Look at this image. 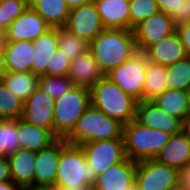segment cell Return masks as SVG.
Instances as JSON below:
<instances>
[{
	"label": "cell",
	"mask_w": 190,
	"mask_h": 190,
	"mask_svg": "<svg viewBox=\"0 0 190 190\" xmlns=\"http://www.w3.org/2000/svg\"><path fill=\"white\" fill-rule=\"evenodd\" d=\"M88 49L104 75L138 52L133 30L128 29H104Z\"/></svg>",
	"instance_id": "cell-1"
},
{
	"label": "cell",
	"mask_w": 190,
	"mask_h": 190,
	"mask_svg": "<svg viewBox=\"0 0 190 190\" xmlns=\"http://www.w3.org/2000/svg\"><path fill=\"white\" fill-rule=\"evenodd\" d=\"M91 106L123 126L136 117L138 101L125 93L107 76L101 78L90 88Z\"/></svg>",
	"instance_id": "cell-2"
},
{
	"label": "cell",
	"mask_w": 190,
	"mask_h": 190,
	"mask_svg": "<svg viewBox=\"0 0 190 190\" xmlns=\"http://www.w3.org/2000/svg\"><path fill=\"white\" fill-rule=\"evenodd\" d=\"M122 134L121 123L90 105L64 140L67 143L82 145L90 141L123 139Z\"/></svg>",
	"instance_id": "cell-3"
},
{
	"label": "cell",
	"mask_w": 190,
	"mask_h": 190,
	"mask_svg": "<svg viewBox=\"0 0 190 190\" xmlns=\"http://www.w3.org/2000/svg\"><path fill=\"white\" fill-rule=\"evenodd\" d=\"M123 139L127 158L133 161L155 159L171 135L141 125L132 120L123 126Z\"/></svg>",
	"instance_id": "cell-4"
},
{
	"label": "cell",
	"mask_w": 190,
	"mask_h": 190,
	"mask_svg": "<svg viewBox=\"0 0 190 190\" xmlns=\"http://www.w3.org/2000/svg\"><path fill=\"white\" fill-rule=\"evenodd\" d=\"M96 175L86 162L82 147L61 139V155L58 163L55 186H93Z\"/></svg>",
	"instance_id": "cell-5"
},
{
	"label": "cell",
	"mask_w": 190,
	"mask_h": 190,
	"mask_svg": "<svg viewBox=\"0 0 190 190\" xmlns=\"http://www.w3.org/2000/svg\"><path fill=\"white\" fill-rule=\"evenodd\" d=\"M90 105V89L83 86H73L68 92L55 99L54 136L57 139H65Z\"/></svg>",
	"instance_id": "cell-6"
},
{
	"label": "cell",
	"mask_w": 190,
	"mask_h": 190,
	"mask_svg": "<svg viewBox=\"0 0 190 190\" xmlns=\"http://www.w3.org/2000/svg\"><path fill=\"white\" fill-rule=\"evenodd\" d=\"M107 76L125 93L138 102L143 101L144 81L146 77V56L138 51L126 62L112 69Z\"/></svg>",
	"instance_id": "cell-7"
},
{
	"label": "cell",
	"mask_w": 190,
	"mask_h": 190,
	"mask_svg": "<svg viewBox=\"0 0 190 190\" xmlns=\"http://www.w3.org/2000/svg\"><path fill=\"white\" fill-rule=\"evenodd\" d=\"M80 146L96 177L127 158L124 139L90 141Z\"/></svg>",
	"instance_id": "cell-8"
},
{
	"label": "cell",
	"mask_w": 190,
	"mask_h": 190,
	"mask_svg": "<svg viewBox=\"0 0 190 190\" xmlns=\"http://www.w3.org/2000/svg\"><path fill=\"white\" fill-rule=\"evenodd\" d=\"M179 170L155 159L137 162L135 183L139 190H167L178 183Z\"/></svg>",
	"instance_id": "cell-9"
},
{
	"label": "cell",
	"mask_w": 190,
	"mask_h": 190,
	"mask_svg": "<svg viewBox=\"0 0 190 190\" xmlns=\"http://www.w3.org/2000/svg\"><path fill=\"white\" fill-rule=\"evenodd\" d=\"M64 27L87 43L92 42L93 39L105 29L94 1L70 9Z\"/></svg>",
	"instance_id": "cell-10"
},
{
	"label": "cell",
	"mask_w": 190,
	"mask_h": 190,
	"mask_svg": "<svg viewBox=\"0 0 190 190\" xmlns=\"http://www.w3.org/2000/svg\"><path fill=\"white\" fill-rule=\"evenodd\" d=\"M55 99L39 87L23 102L21 119L27 123L48 129L54 135Z\"/></svg>",
	"instance_id": "cell-11"
},
{
	"label": "cell",
	"mask_w": 190,
	"mask_h": 190,
	"mask_svg": "<svg viewBox=\"0 0 190 190\" xmlns=\"http://www.w3.org/2000/svg\"><path fill=\"white\" fill-rule=\"evenodd\" d=\"M176 30L172 18L158 12L151 15L133 29L137 50L143 52L148 46L169 36Z\"/></svg>",
	"instance_id": "cell-12"
},
{
	"label": "cell",
	"mask_w": 190,
	"mask_h": 190,
	"mask_svg": "<svg viewBox=\"0 0 190 190\" xmlns=\"http://www.w3.org/2000/svg\"><path fill=\"white\" fill-rule=\"evenodd\" d=\"M135 120L145 127L162 130L169 135H176L183 131V121L166 113L153 101L137 103Z\"/></svg>",
	"instance_id": "cell-13"
},
{
	"label": "cell",
	"mask_w": 190,
	"mask_h": 190,
	"mask_svg": "<svg viewBox=\"0 0 190 190\" xmlns=\"http://www.w3.org/2000/svg\"><path fill=\"white\" fill-rule=\"evenodd\" d=\"M50 28L51 26L29 6L8 26L6 40L33 42Z\"/></svg>",
	"instance_id": "cell-14"
},
{
	"label": "cell",
	"mask_w": 190,
	"mask_h": 190,
	"mask_svg": "<svg viewBox=\"0 0 190 190\" xmlns=\"http://www.w3.org/2000/svg\"><path fill=\"white\" fill-rule=\"evenodd\" d=\"M137 162L129 158L109 167L96 177L93 190H126L135 182Z\"/></svg>",
	"instance_id": "cell-15"
},
{
	"label": "cell",
	"mask_w": 190,
	"mask_h": 190,
	"mask_svg": "<svg viewBox=\"0 0 190 190\" xmlns=\"http://www.w3.org/2000/svg\"><path fill=\"white\" fill-rule=\"evenodd\" d=\"M143 53L150 62L166 67L187 57L185 48L176 30L169 36L148 46Z\"/></svg>",
	"instance_id": "cell-16"
},
{
	"label": "cell",
	"mask_w": 190,
	"mask_h": 190,
	"mask_svg": "<svg viewBox=\"0 0 190 190\" xmlns=\"http://www.w3.org/2000/svg\"><path fill=\"white\" fill-rule=\"evenodd\" d=\"M61 155V139L37 152L35 187L54 188L58 163Z\"/></svg>",
	"instance_id": "cell-17"
},
{
	"label": "cell",
	"mask_w": 190,
	"mask_h": 190,
	"mask_svg": "<svg viewBox=\"0 0 190 190\" xmlns=\"http://www.w3.org/2000/svg\"><path fill=\"white\" fill-rule=\"evenodd\" d=\"M36 157V151L23 148L7 157L10 176L15 184L24 189L35 187Z\"/></svg>",
	"instance_id": "cell-18"
},
{
	"label": "cell",
	"mask_w": 190,
	"mask_h": 190,
	"mask_svg": "<svg viewBox=\"0 0 190 190\" xmlns=\"http://www.w3.org/2000/svg\"><path fill=\"white\" fill-rule=\"evenodd\" d=\"M104 76L89 49L72 60L68 73V78L74 86L89 89Z\"/></svg>",
	"instance_id": "cell-19"
},
{
	"label": "cell",
	"mask_w": 190,
	"mask_h": 190,
	"mask_svg": "<svg viewBox=\"0 0 190 190\" xmlns=\"http://www.w3.org/2000/svg\"><path fill=\"white\" fill-rule=\"evenodd\" d=\"M158 163L175 167L178 170L190 165V137L181 132L171 135L169 141L155 157Z\"/></svg>",
	"instance_id": "cell-20"
},
{
	"label": "cell",
	"mask_w": 190,
	"mask_h": 190,
	"mask_svg": "<svg viewBox=\"0 0 190 190\" xmlns=\"http://www.w3.org/2000/svg\"><path fill=\"white\" fill-rule=\"evenodd\" d=\"M105 29L130 30L129 2L124 0H93Z\"/></svg>",
	"instance_id": "cell-21"
},
{
	"label": "cell",
	"mask_w": 190,
	"mask_h": 190,
	"mask_svg": "<svg viewBox=\"0 0 190 190\" xmlns=\"http://www.w3.org/2000/svg\"><path fill=\"white\" fill-rule=\"evenodd\" d=\"M6 72H32L34 45L31 41H6L4 45Z\"/></svg>",
	"instance_id": "cell-22"
},
{
	"label": "cell",
	"mask_w": 190,
	"mask_h": 190,
	"mask_svg": "<svg viewBox=\"0 0 190 190\" xmlns=\"http://www.w3.org/2000/svg\"><path fill=\"white\" fill-rule=\"evenodd\" d=\"M17 133L20 148L32 151H40L53 144L57 138L42 127L17 119Z\"/></svg>",
	"instance_id": "cell-23"
},
{
	"label": "cell",
	"mask_w": 190,
	"mask_h": 190,
	"mask_svg": "<svg viewBox=\"0 0 190 190\" xmlns=\"http://www.w3.org/2000/svg\"><path fill=\"white\" fill-rule=\"evenodd\" d=\"M34 59L32 73L42 76L46 72L49 58L58 48L57 27H51L33 41Z\"/></svg>",
	"instance_id": "cell-24"
},
{
	"label": "cell",
	"mask_w": 190,
	"mask_h": 190,
	"mask_svg": "<svg viewBox=\"0 0 190 190\" xmlns=\"http://www.w3.org/2000/svg\"><path fill=\"white\" fill-rule=\"evenodd\" d=\"M29 6L54 28L65 26L70 12L65 0H29Z\"/></svg>",
	"instance_id": "cell-25"
},
{
	"label": "cell",
	"mask_w": 190,
	"mask_h": 190,
	"mask_svg": "<svg viewBox=\"0 0 190 190\" xmlns=\"http://www.w3.org/2000/svg\"><path fill=\"white\" fill-rule=\"evenodd\" d=\"M39 78L40 76L32 72H6L2 82L13 94L25 102L38 88Z\"/></svg>",
	"instance_id": "cell-26"
},
{
	"label": "cell",
	"mask_w": 190,
	"mask_h": 190,
	"mask_svg": "<svg viewBox=\"0 0 190 190\" xmlns=\"http://www.w3.org/2000/svg\"><path fill=\"white\" fill-rule=\"evenodd\" d=\"M153 102L166 113L180 118L182 121L190 111L188 91L167 89Z\"/></svg>",
	"instance_id": "cell-27"
},
{
	"label": "cell",
	"mask_w": 190,
	"mask_h": 190,
	"mask_svg": "<svg viewBox=\"0 0 190 190\" xmlns=\"http://www.w3.org/2000/svg\"><path fill=\"white\" fill-rule=\"evenodd\" d=\"M166 66L150 62L146 59V77L143 89V101H153L166 87Z\"/></svg>",
	"instance_id": "cell-28"
},
{
	"label": "cell",
	"mask_w": 190,
	"mask_h": 190,
	"mask_svg": "<svg viewBox=\"0 0 190 190\" xmlns=\"http://www.w3.org/2000/svg\"><path fill=\"white\" fill-rule=\"evenodd\" d=\"M166 87L170 90H190V57L166 67Z\"/></svg>",
	"instance_id": "cell-29"
},
{
	"label": "cell",
	"mask_w": 190,
	"mask_h": 190,
	"mask_svg": "<svg viewBox=\"0 0 190 190\" xmlns=\"http://www.w3.org/2000/svg\"><path fill=\"white\" fill-rule=\"evenodd\" d=\"M58 48L65 52L71 60L84 53L89 48V43L80 39L66 27H57Z\"/></svg>",
	"instance_id": "cell-30"
},
{
	"label": "cell",
	"mask_w": 190,
	"mask_h": 190,
	"mask_svg": "<svg viewBox=\"0 0 190 190\" xmlns=\"http://www.w3.org/2000/svg\"><path fill=\"white\" fill-rule=\"evenodd\" d=\"M19 149L17 120L0 119V158L8 157Z\"/></svg>",
	"instance_id": "cell-31"
},
{
	"label": "cell",
	"mask_w": 190,
	"mask_h": 190,
	"mask_svg": "<svg viewBox=\"0 0 190 190\" xmlns=\"http://www.w3.org/2000/svg\"><path fill=\"white\" fill-rule=\"evenodd\" d=\"M23 113V101L0 83V119L17 120Z\"/></svg>",
	"instance_id": "cell-32"
},
{
	"label": "cell",
	"mask_w": 190,
	"mask_h": 190,
	"mask_svg": "<svg viewBox=\"0 0 190 190\" xmlns=\"http://www.w3.org/2000/svg\"><path fill=\"white\" fill-rule=\"evenodd\" d=\"M129 9L130 30H133L151 15L160 12L156 0H131L129 2Z\"/></svg>",
	"instance_id": "cell-33"
},
{
	"label": "cell",
	"mask_w": 190,
	"mask_h": 190,
	"mask_svg": "<svg viewBox=\"0 0 190 190\" xmlns=\"http://www.w3.org/2000/svg\"><path fill=\"white\" fill-rule=\"evenodd\" d=\"M72 81L66 76H40L39 88L51 96L53 99H57L73 87Z\"/></svg>",
	"instance_id": "cell-34"
},
{
	"label": "cell",
	"mask_w": 190,
	"mask_h": 190,
	"mask_svg": "<svg viewBox=\"0 0 190 190\" xmlns=\"http://www.w3.org/2000/svg\"><path fill=\"white\" fill-rule=\"evenodd\" d=\"M29 7V0H0V28L8 26Z\"/></svg>",
	"instance_id": "cell-35"
},
{
	"label": "cell",
	"mask_w": 190,
	"mask_h": 190,
	"mask_svg": "<svg viewBox=\"0 0 190 190\" xmlns=\"http://www.w3.org/2000/svg\"><path fill=\"white\" fill-rule=\"evenodd\" d=\"M72 60L59 48L48 60L44 76H66L69 73Z\"/></svg>",
	"instance_id": "cell-36"
},
{
	"label": "cell",
	"mask_w": 190,
	"mask_h": 190,
	"mask_svg": "<svg viewBox=\"0 0 190 190\" xmlns=\"http://www.w3.org/2000/svg\"><path fill=\"white\" fill-rule=\"evenodd\" d=\"M175 26L190 22V0H180L179 15H170Z\"/></svg>",
	"instance_id": "cell-37"
},
{
	"label": "cell",
	"mask_w": 190,
	"mask_h": 190,
	"mask_svg": "<svg viewBox=\"0 0 190 190\" xmlns=\"http://www.w3.org/2000/svg\"><path fill=\"white\" fill-rule=\"evenodd\" d=\"M176 31L179 34L187 56L190 57V22L177 25Z\"/></svg>",
	"instance_id": "cell-38"
},
{
	"label": "cell",
	"mask_w": 190,
	"mask_h": 190,
	"mask_svg": "<svg viewBox=\"0 0 190 190\" xmlns=\"http://www.w3.org/2000/svg\"><path fill=\"white\" fill-rule=\"evenodd\" d=\"M161 12L170 15H179L180 0H156Z\"/></svg>",
	"instance_id": "cell-39"
},
{
	"label": "cell",
	"mask_w": 190,
	"mask_h": 190,
	"mask_svg": "<svg viewBox=\"0 0 190 190\" xmlns=\"http://www.w3.org/2000/svg\"><path fill=\"white\" fill-rule=\"evenodd\" d=\"M12 181L10 176V167L7 157L0 158V183Z\"/></svg>",
	"instance_id": "cell-40"
},
{
	"label": "cell",
	"mask_w": 190,
	"mask_h": 190,
	"mask_svg": "<svg viewBox=\"0 0 190 190\" xmlns=\"http://www.w3.org/2000/svg\"><path fill=\"white\" fill-rule=\"evenodd\" d=\"M178 182L183 185L187 190H190V165L179 170Z\"/></svg>",
	"instance_id": "cell-41"
},
{
	"label": "cell",
	"mask_w": 190,
	"mask_h": 190,
	"mask_svg": "<svg viewBox=\"0 0 190 190\" xmlns=\"http://www.w3.org/2000/svg\"><path fill=\"white\" fill-rule=\"evenodd\" d=\"M0 190H24V188L15 184L13 181H6L0 183Z\"/></svg>",
	"instance_id": "cell-42"
},
{
	"label": "cell",
	"mask_w": 190,
	"mask_h": 190,
	"mask_svg": "<svg viewBox=\"0 0 190 190\" xmlns=\"http://www.w3.org/2000/svg\"><path fill=\"white\" fill-rule=\"evenodd\" d=\"M91 1L93 0H65L69 9L79 7L80 5L91 2Z\"/></svg>",
	"instance_id": "cell-43"
},
{
	"label": "cell",
	"mask_w": 190,
	"mask_h": 190,
	"mask_svg": "<svg viewBox=\"0 0 190 190\" xmlns=\"http://www.w3.org/2000/svg\"><path fill=\"white\" fill-rule=\"evenodd\" d=\"M89 188H92L91 186H78V187H72V186H55L54 190H88Z\"/></svg>",
	"instance_id": "cell-44"
},
{
	"label": "cell",
	"mask_w": 190,
	"mask_h": 190,
	"mask_svg": "<svg viewBox=\"0 0 190 190\" xmlns=\"http://www.w3.org/2000/svg\"><path fill=\"white\" fill-rule=\"evenodd\" d=\"M182 125H183V132H185L190 137V111L183 119Z\"/></svg>",
	"instance_id": "cell-45"
},
{
	"label": "cell",
	"mask_w": 190,
	"mask_h": 190,
	"mask_svg": "<svg viewBox=\"0 0 190 190\" xmlns=\"http://www.w3.org/2000/svg\"><path fill=\"white\" fill-rule=\"evenodd\" d=\"M0 71H6L4 45H0Z\"/></svg>",
	"instance_id": "cell-46"
},
{
	"label": "cell",
	"mask_w": 190,
	"mask_h": 190,
	"mask_svg": "<svg viewBox=\"0 0 190 190\" xmlns=\"http://www.w3.org/2000/svg\"><path fill=\"white\" fill-rule=\"evenodd\" d=\"M6 41V30L0 28V45H5Z\"/></svg>",
	"instance_id": "cell-47"
},
{
	"label": "cell",
	"mask_w": 190,
	"mask_h": 190,
	"mask_svg": "<svg viewBox=\"0 0 190 190\" xmlns=\"http://www.w3.org/2000/svg\"><path fill=\"white\" fill-rule=\"evenodd\" d=\"M167 190H187L183 185H181L179 182L174 185V186H171L169 189Z\"/></svg>",
	"instance_id": "cell-48"
},
{
	"label": "cell",
	"mask_w": 190,
	"mask_h": 190,
	"mask_svg": "<svg viewBox=\"0 0 190 190\" xmlns=\"http://www.w3.org/2000/svg\"><path fill=\"white\" fill-rule=\"evenodd\" d=\"M29 190H54V188H46V187H32Z\"/></svg>",
	"instance_id": "cell-49"
},
{
	"label": "cell",
	"mask_w": 190,
	"mask_h": 190,
	"mask_svg": "<svg viewBox=\"0 0 190 190\" xmlns=\"http://www.w3.org/2000/svg\"><path fill=\"white\" fill-rule=\"evenodd\" d=\"M126 190H139V189H138V186L136 185V183L134 182Z\"/></svg>",
	"instance_id": "cell-50"
},
{
	"label": "cell",
	"mask_w": 190,
	"mask_h": 190,
	"mask_svg": "<svg viewBox=\"0 0 190 190\" xmlns=\"http://www.w3.org/2000/svg\"><path fill=\"white\" fill-rule=\"evenodd\" d=\"M6 73V71H0V83L3 81V75Z\"/></svg>",
	"instance_id": "cell-51"
},
{
	"label": "cell",
	"mask_w": 190,
	"mask_h": 190,
	"mask_svg": "<svg viewBox=\"0 0 190 190\" xmlns=\"http://www.w3.org/2000/svg\"><path fill=\"white\" fill-rule=\"evenodd\" d=\"M188 104H189V108H190V90H188Z\"/></svg>",
	"instance_id": "cell-52"
}]
</instances>
